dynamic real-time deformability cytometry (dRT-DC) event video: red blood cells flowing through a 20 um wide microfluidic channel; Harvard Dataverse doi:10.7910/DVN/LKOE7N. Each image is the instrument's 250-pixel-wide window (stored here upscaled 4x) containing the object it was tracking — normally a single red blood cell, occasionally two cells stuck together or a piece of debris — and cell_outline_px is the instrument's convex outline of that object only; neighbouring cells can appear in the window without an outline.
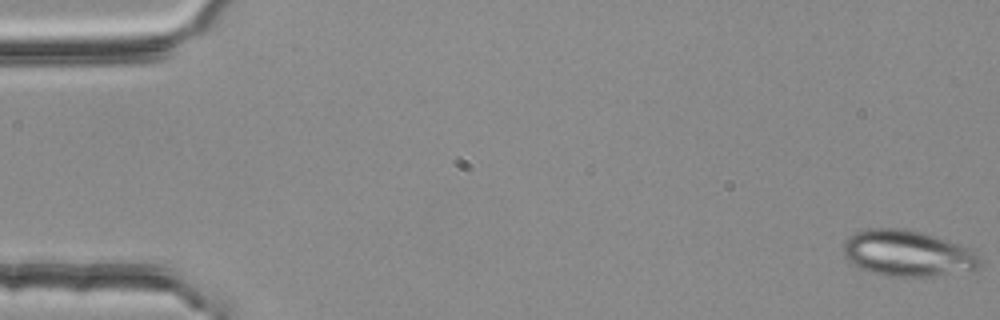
{"species": "common noctule bat (a hibernating species)", "species_latin": "Nyctalus noctula", "temperature_condition": "room temperature", "stored_images_in_passage": 53, "camera_frame_rate_fps": 3000, "um_per_image_px": 0.085, "animal": {"sex": "female", "body_mass_g": 25.1}, "frame": {"image": 1, "passage_image": 1, "time_ms": 0.0, "image_size_px": [1000, 320], "cell_outline_px": [[984, 264], [980, 268], [936, 276], [884, 276], [860, 268], [852, 264], [844, 256], [844, 240], [848, 236], [856, 232], [868, 228], [904, 228], [924, 232], [972, 248], [980, 256]], "centroid_in_image_um": [77.18, 21.52], "position_along_channel_um": 7.8, "area_um2": 37.22}}
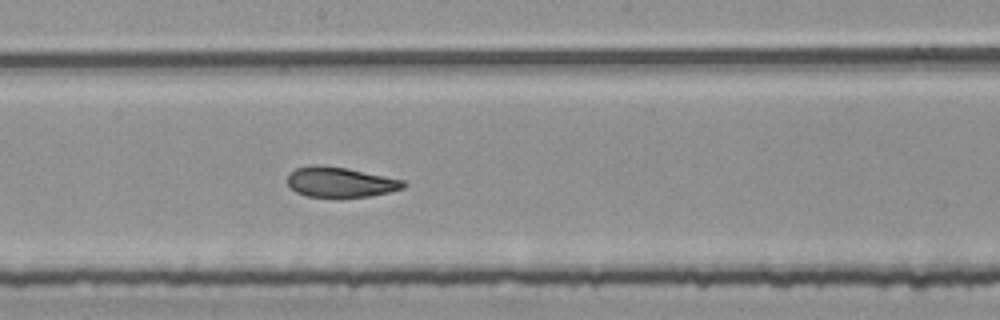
{"frame": {"image": 2, "passage_image": 30, "time_ms": 9.667, "image_size_px": [1000, 320], "cell_outline_px": [[408, 184], [404, 188], [388, 192], [368, 196], [308, 196], [296, 192], [288, 184], [288, 172], [296, 168], [320, 164], [348, 168], [404, 180]], "centroid_in_image_um": [28.93, 15.46], "position_along_channel_um": 219.3, "area_um2": 20.17}}
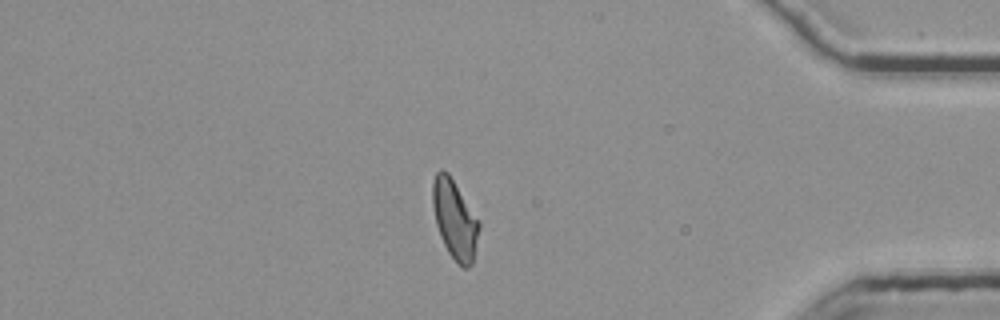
{"frame": {"image": 3, "passage_image": 47, "time_ms": 15.333, "image_size_px": [1000, 320], "cell_outline_px": [[480, 228], [472, 264], [468, 268], [464, 268], [448, 252], [440, 236], [436, 224], [432, 204], [432, 180], [436, 172], [440, 168], [448, 172], [480, 224]], "centroid_in_image_um": [38.62, 18.63], "position_along_channel_um": 396.6, "area_um2": 21.04}, "authors_computed_cell_mechanics": {"area_um2": 21.5594, "velocity_mm_per_s": 3.7625, "shape_relaxation_time_tau1_ms": 8.8008, "shape_relaxation_time_tau2_ms": 2.0174, "deformation_change_tau1": 0.1857, "deformation_change_tau2": 0.0796}}